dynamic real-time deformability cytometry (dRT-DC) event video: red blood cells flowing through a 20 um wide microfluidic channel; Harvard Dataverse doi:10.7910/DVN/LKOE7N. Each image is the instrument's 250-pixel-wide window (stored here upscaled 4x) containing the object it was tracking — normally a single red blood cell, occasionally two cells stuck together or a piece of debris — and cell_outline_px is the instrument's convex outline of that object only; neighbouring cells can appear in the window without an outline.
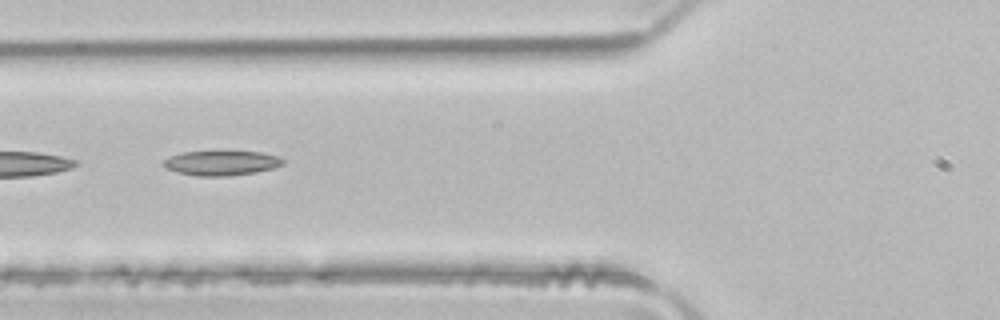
{"species": "common noctule bat (a hibernating species)", "species_latin": "Nyctalus noctula", "temperature_condition": "room temperature", "stored_images_in_passage": 2, "camera_frame_rate_fps": 3000, "um_per_image_px": 0.085, "animal": {"sex": "male", "body_mass_g": 21.5, "forearm_length_mm": 52.0}, "frame": {"image": 1, "passage_image": 2, "time_ms": 0.333, "image_size_px": [1000, 320], "cell_outline_px": [[284, 164], [276, 168], [256, 172], [228, 176], [196, 176], [176, 172], [164, 168], [164, 160], [172, 156], [184, 152], [260, 152], [276, 156], [284, 160]], "centroid_in_image_um": [18.83, 13.87], "position_along_channel_um": 107.0, "area_um2": 17.05}}